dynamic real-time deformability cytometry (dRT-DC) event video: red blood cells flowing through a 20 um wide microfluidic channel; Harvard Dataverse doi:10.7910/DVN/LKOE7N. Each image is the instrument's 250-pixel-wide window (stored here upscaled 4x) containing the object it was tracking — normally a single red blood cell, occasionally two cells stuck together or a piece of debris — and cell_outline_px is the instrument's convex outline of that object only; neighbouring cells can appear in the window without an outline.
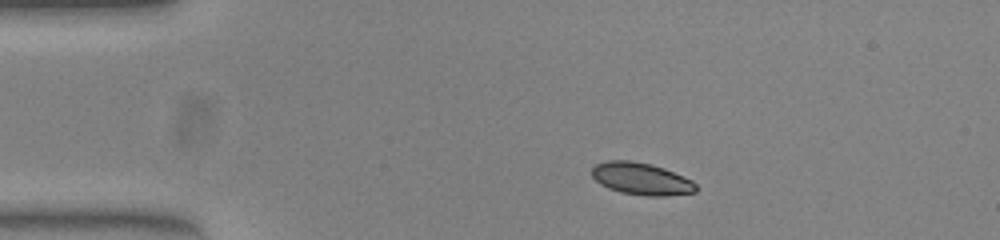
{"species": "common noctule bat (a hibernating species)", "species_latin": "Nyctalus noctula", "temperature_condition": "warm", "stored_images_in_passage": 44, "camera_frame_rate_fps": 3000, "um_per_image_px": 0.085, "animal": {"sex": "female", "body_mass_g": 23.0, "forearm_length_mm": 53.4}, "frame": {"image": 1, "passage_image": 1, "time_ms": 0.0, "image_size_px": [1000, 240], "cell_outline_px": [[696, 192], [664, 196], [648, 196], [620, 192], [608, 188], [600, 184], [592, 176], [592, 168], [596, 164], [608, 160], [632, 160], [652, 164], [664, 168], [692, 180], [696, 184]], "centroid_in_image_um": [54.5, 15.19], "position_along_channel_um": 30.5, "area_um2": 19.54}}
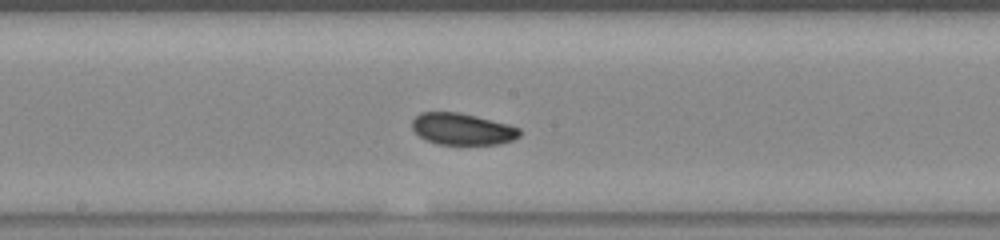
{"frame": {"image": 2, "passage_image": 19, "time_ms": 6.0, "image_size_px": [1000, 240], "cell_outline_px": [[520, 136], [512, 140], [500, 144], [436, 144], [420, 136], [412, 128], [412, 120], [420, 112], [460, 112], [508, 124], [520, 128]], "centroid_in_image_um": [39.3, 10.96], "position_along_channel_um": 208.9, "area_um2": 19.77}}
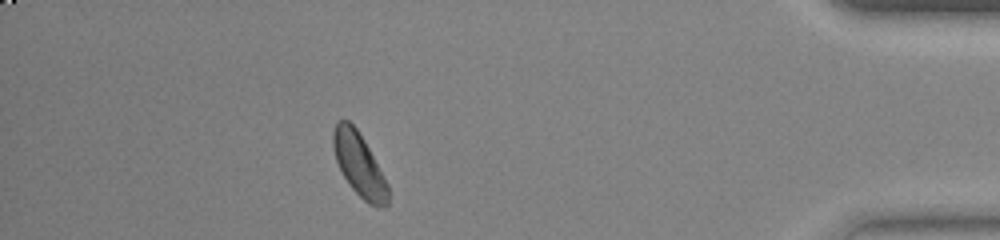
{"frame": {"image": 3, "passage_image": 38, "time_ms": 12.333, "image_size_px": [1000, 240], "cell_outline_px": [[388, 204], [384, 208], [376, 208], [368, 204], [352, 188], [344, 176], [336, 160], [332, 144], [332, 132], [336, 120], [348, 120], [356, 128], [364, 140], [384, 176], [388, 184]], "centroid_in_image_um": [30.53, 14.0], "position_along_channel_um": 404.7, "area_um2": 20.17}, "authors_computed_cell_mechanics": {"area_um2": 20.1722, "velocity_mm_per_s": 3.8663, "shape_relaxation_time_tau1_ms": 4.2552, "shape_relaxation_time_tau2_ms": 3.5415, "deformation_change_tau1": 0.0778, "deformation_change_tau2": 0.0612}}